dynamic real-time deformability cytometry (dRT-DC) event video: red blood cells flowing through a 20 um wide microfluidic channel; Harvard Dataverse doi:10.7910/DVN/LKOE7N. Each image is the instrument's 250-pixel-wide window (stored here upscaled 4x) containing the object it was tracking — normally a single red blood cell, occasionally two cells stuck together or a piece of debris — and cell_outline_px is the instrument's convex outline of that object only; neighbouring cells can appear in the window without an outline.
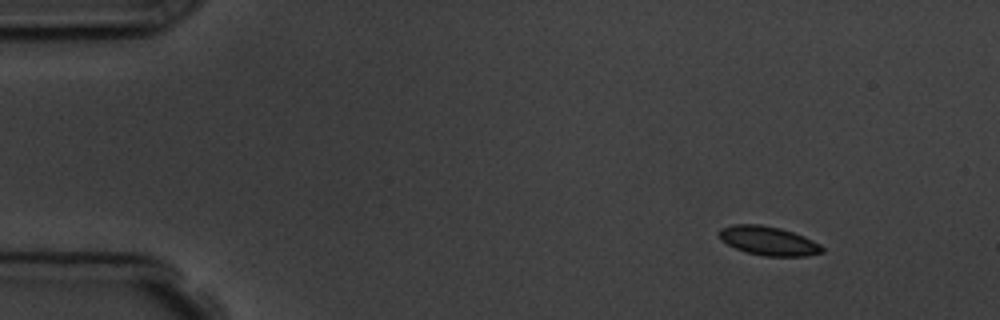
{"species": "common noctule bat (a hibernating species)", "species_latin": "Nyctalus noctula", "temperature_condition": "room temperature", "stored_images_in_passage": 4, "camera_frame_rate_fps": 3000, "um_per_image_px": 0.085, "animal": {"sex": "male", "body_mass_g": 19.5, "forearm_length_mm": 54.6}, "frame": {"image": 1, "passage_image": 1, "time_ms": 0.0, "image_size_px": [1000, 320], "cell_outline_px": [[824, 252], [808, 256], [764, 256], [748, 252], [736, 248], [720, 240], [716, 232], [720, 228], [732, 224], [760, 224], [780, 228], [804, 236], [820, 244], [824, 248]], "centroid_in_image_um": [65.29, 20.46], "position_along_channel_um": 19.7, "area_um2": 17.51}}
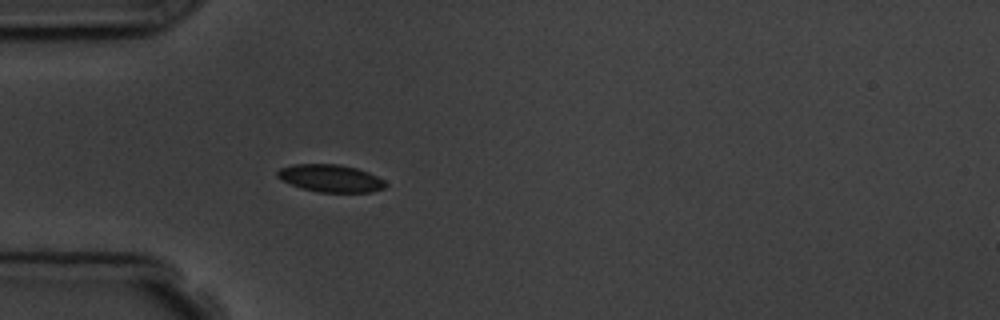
{"frame": {"image": 2, "passage_image": 4, "time_ms": 3.333, "image_size_px": [1000, 320], "cell_outline_px": [[388, 184], [384, 188], [372, 192], [320, 192], [300, 188], [276, 176], [276, 172], [280, 168], [292, 164], [340, 164], [356, 168], [368, 172], [384, 180]], "centroid_in_image_um": [28.11, 15.15], "position_along_channel_um": 56.9, "area_um2": 17.28}}